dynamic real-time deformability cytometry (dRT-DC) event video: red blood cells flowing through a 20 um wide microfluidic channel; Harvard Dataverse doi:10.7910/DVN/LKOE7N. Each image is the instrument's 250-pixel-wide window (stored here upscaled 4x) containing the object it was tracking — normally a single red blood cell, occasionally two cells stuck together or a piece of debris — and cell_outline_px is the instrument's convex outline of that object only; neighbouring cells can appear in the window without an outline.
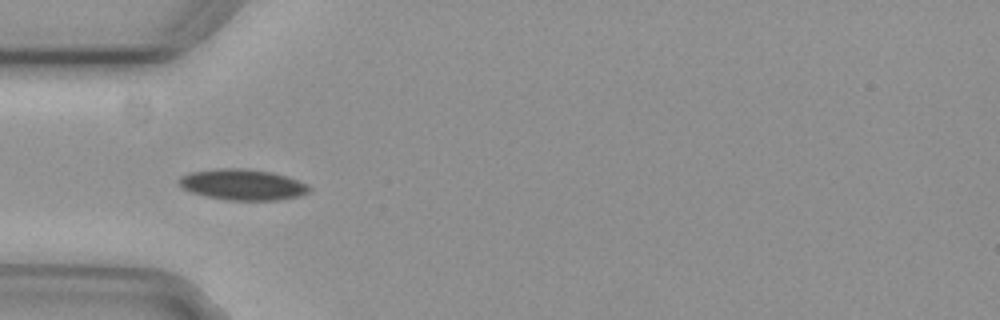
{"species": "common noctule bat (a hibernating species)", "species_latin": "Nyctalus noctula", "temperature_condition": "cold", "stored_images_in_passage": 5, "camera_frame_rate_fps": 3000, "um_per_image_px": 0.085, "animal": {"sex": "female", "body_mass_g": 29.2, "forearm_length_mm": 56.3}, "frame": {"image": 1, "passage_image": 4, "time_ms": 1.0, "image_size_px": [1000, 320], "cell_outline_px": [[312, 188], [308, 192], [300, 196], [276, 200], [228, 200], [204, 196], [188, 192], [180, 188], [176, 180], [180, 176], [188, 172], [220, 168], [248, 168], [272, 172], [288, 176], [308, 184]], "centroid_in_image_um": [20.57, 15.68], "position_along_channel_um": 64.4, "area_um2": 23.99}}